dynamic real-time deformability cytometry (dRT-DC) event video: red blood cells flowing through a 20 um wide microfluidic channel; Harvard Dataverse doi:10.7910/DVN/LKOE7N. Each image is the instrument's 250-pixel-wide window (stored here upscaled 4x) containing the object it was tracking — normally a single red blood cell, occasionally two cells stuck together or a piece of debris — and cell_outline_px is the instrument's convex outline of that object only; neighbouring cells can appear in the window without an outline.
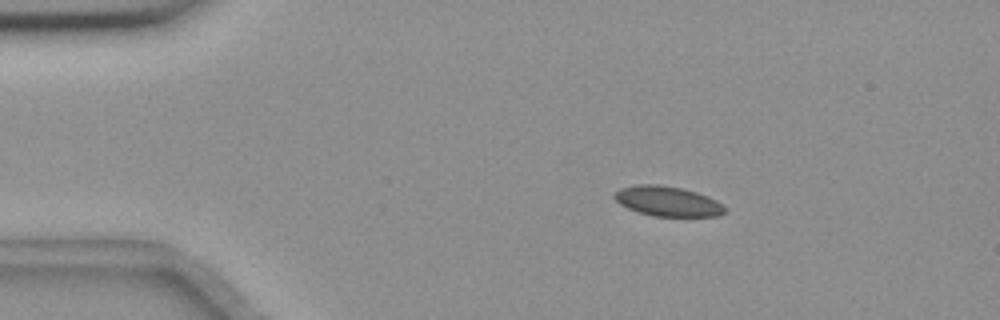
{"species": "common noctule bat (a hibernating species)", "species_latin": "Nyctalus noctula", "temperature_condition": "room temperature", "stored_images_in_passage": 54, "camera_frame_rate_fps": 3000, "um_per_image_px": 0.085, "animal": {"sex": "female", "body_mass_g": 18.4}, "frame": {"image": 1, "passage_image": 9, "time_ms": 2.667, "image_size_px": [1000, 320], "cell_outline_px": [[724, 212], [720, 216], [652, 216], [636, 212], [620, 204], [612, 196], [620, 188], [636, 184], [660, 184], [680, 188], [696, 192], [708, 196], [724, 204]], "centroid_in_image_um": [56.73, 17.1], "position_along_channel_um": 28.3, "area_um2": 19.36}}
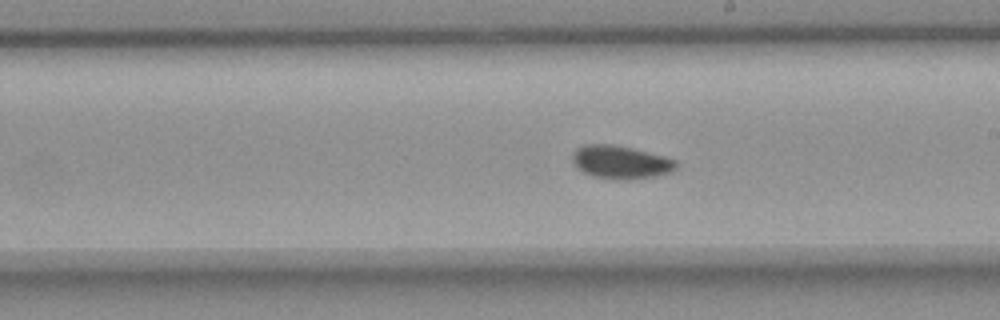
{"frame": {"image": 2, "passage_image": 31, "time_ms": 10.0, "image_size_px": [1000, 320], "cell_outline_px": [[676, 168], [672, 172], [652, 176], [628, 180], [612, 180], [592, 176], [584, 172], [572, 160], [572, 156], [576, 148], [584, 144], [612, 144], [632, 148], [664, 156], [676, 160]], "centroid_in_image_um": [52.75, 13.78], "position_along_channel_um": 236.2, "area_um2": 20.0}}
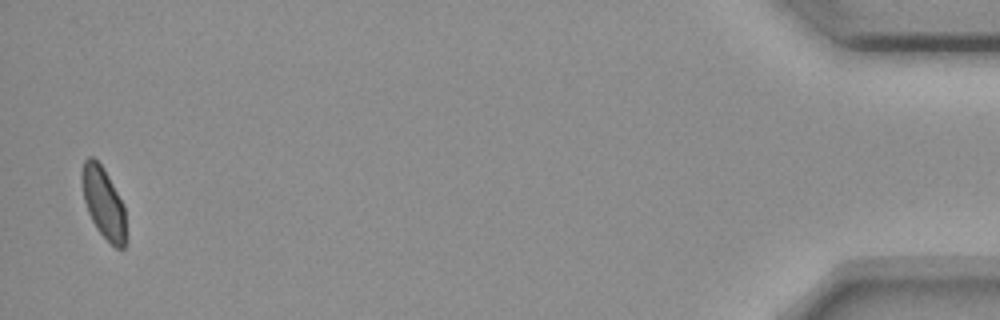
{"frame": {"image": 3, "passage_image": 54, "time_ms": 17.667, "image_size_px": [1000, 320], "cell_outline_px": [[124, 248], [116, 248], [96, 228], [88, 212], [84, 200], [80, 176], [80, 172], [84, 160], [88, 156], [92, 156], [100, 164], [108, 176], [124, 208]], "centroid_in_image_um": [8.73, 17.18], "position_along_channel_um": 426.5, "area_um2": 17.69}, "authors_computed_cell_mechanics": {"area_um2": 19.363, "velocity_mm_per_s": 3.6406, "shape_relaxation_time_tau1_ms": 8.6718, "shape_relaxation_time_tau2_ms": null, "deformation_change_tau1": 0.0974, "deformation_change_tau2": null}}